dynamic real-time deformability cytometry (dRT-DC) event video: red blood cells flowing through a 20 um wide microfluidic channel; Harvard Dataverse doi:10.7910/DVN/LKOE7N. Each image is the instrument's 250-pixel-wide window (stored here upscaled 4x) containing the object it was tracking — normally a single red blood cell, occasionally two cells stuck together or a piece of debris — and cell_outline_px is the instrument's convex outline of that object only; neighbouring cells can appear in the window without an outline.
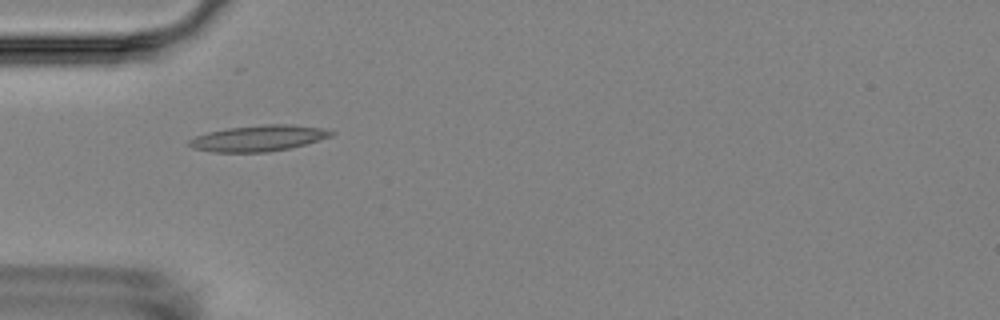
{"species": "Egyptian fruit bat (a non-hibernating species)", "species_latin": "Rousettus aegyptiacus", "temperature_condition": "room temperature", "stored_images_in_passage": 7, "camera_frame_rate_fps": 3000, "um_per_image_px": 0.085, "animal": {"sex": "female"}, "frame": {"image": 1, "passage_image": 6, "time_ms": 5.667, "image_size_px": [1000, 320], "cell_outline_px": [[336, 132], [332, 136], [304, 144], [288, 148], [268, 152], [212, 152], [192, 148], [188, 144], [188, 140], [196, 136], [208, 132], [228, 128], [264, 124], [292, 124], [320, 128]], "centroid_in_image_um": [21.94, 11.75], "position_along_channel_um": 63.1, "area_um2": 21.39}}
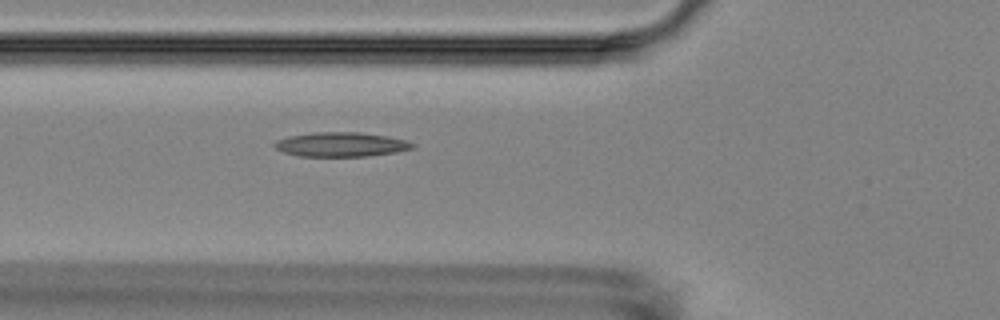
{"frame": {"image": 2, "passage_image": 7, "time_ms": 6.667, "image_size_px": [1000, 320], "cell_outline_px": [[416, 148], [396, 152], [368, 156], [300, 156], [284, 152], [276, 148], [272, 144], [276, 140], [288, 136], [312, 132], [360, 132], [388, 136], [404, 140], [416, 144]], "centroid_in_image_um": [29.0, 12.27], "position_along_channel_um": 96.8, "area_um2": 19.71}}